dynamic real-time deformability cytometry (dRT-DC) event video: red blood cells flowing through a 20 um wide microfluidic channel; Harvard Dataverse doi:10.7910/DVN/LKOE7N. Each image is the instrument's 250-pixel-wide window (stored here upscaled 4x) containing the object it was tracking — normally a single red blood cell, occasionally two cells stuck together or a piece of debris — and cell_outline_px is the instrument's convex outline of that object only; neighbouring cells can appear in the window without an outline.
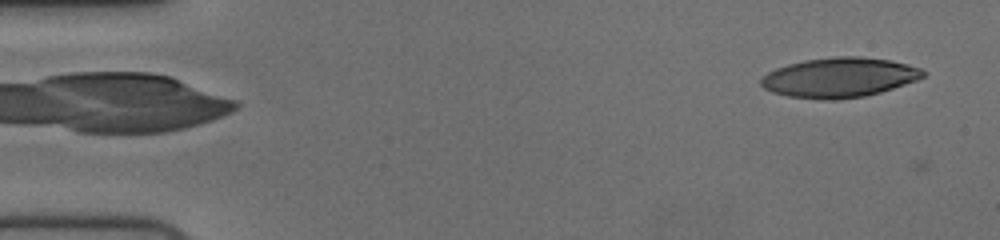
{"species": "human", "species_latin": "Homo sapiens", "temperature_condition": "cold", "stored_images_in_passage": 53, "camera_frame_rate_fps": 3000, "um_per_image_px": 0.085, "donor": {"sex": "female"}, "frame": {"image": 1, "passage_image": 1, "time_ms": 0.0, "image_size_px": [1000, 240], "cell_outline_px": [[924, 76], [916, 80], [880, 92], [864, 96], [836, 100], [824, 100], [788, 96], [772, 92], [764, 88], [760, 84], [760, 80], [768, 72], [776, 68], [788, 64], [804, 60], [836, 56], [860, 56], [888, 60], [920, 68], [924, 72]], "centroid_in_image_um": [71.3, 6.59], "position_along_channel_um": 13.7, "area_um2": 37.28}}
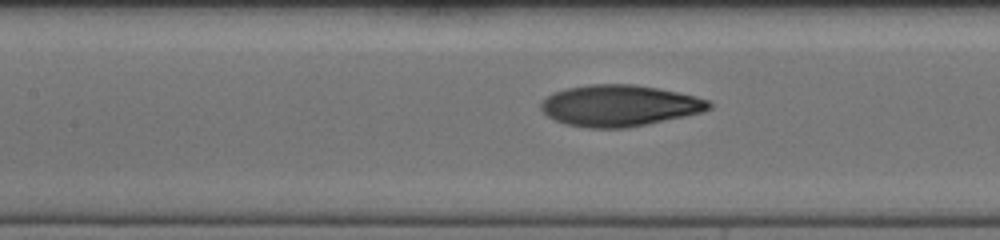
{"frame": {"image": 2, "passage_image": 23, "time_ms": 7.333, "image_size_px": [1000, 240], "cell_outline_px": [[712, 108], [700, 112], [684, 116], [628, 128], [588, 128], [568, 124], [556, 120], [548, 116], [540, 108], [540, 104], [552, 92], [568, 88], [592, 84], [632, 84], [656, 88], [696, 96], [708, 100], [712, 104]], "centroid_in_image_um": [52.65, 8.98], "position_along_channel_um": 154.8, "area_um2": 40.11}}
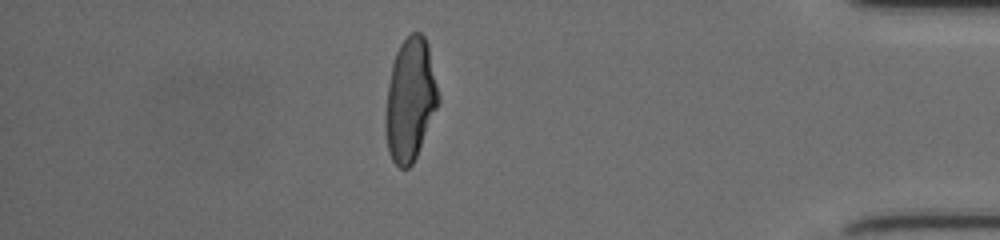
{"frame": {"image": 3, "passage_image": 46, "time_ms": 15.0, "image_size_px": [1000, 240], "cell_outline_px": [[440, 100], [416, 156], [412, 164], [408, 168], [400, 168], [392, 160], [388, 152], [384, 128], [384, 116], [388, 84], [392, 64], [396, 52], [400, 44], [412, 32], [420, 32], [424, 36], [428, 44]], "centroid_in_image_um": [34.84, 8.48], "position_along_channel_um": 400.4, "area_um2": 37.74}, "authors_computed_cell_mechanics": {"area_um2": 38.8416, "velocity_mm_per_s": 3.7264, "shape_relaxation_time_tau1_ms": 4.5862, "shape_relaxation_time_tau2_ms": 1.3817, "deformation_change_tau1": 0.2206, "deformation_change_tau2": 0.0685}}